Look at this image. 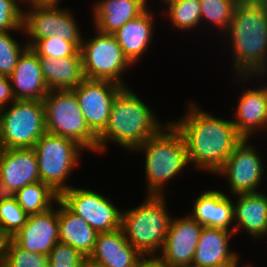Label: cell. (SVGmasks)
<instances>
[{
	"label": "cell",
	"instance_id": "cell-31",
	"mask_svg": "<svg viewBox=\"0 0 267 267\" xmlns=\"http://www.w3.org/2000/svg\"><path fill=\"white\" fill-rule=\"evenodd\" d=\"M30 47L38 56L52 58L74 56L80 50L73 42L55 36L36 40Z\"/></svg>",
	"mask_w": 267,
	"mask_h": 267
},
{
	"label": "cell",
	"instance_id": "cell-10",
	"mask_svg": "<svg viewBox=\"0 0 267 267\" xmlns=\"http://www.w3.org/2000/svg\"><path fill=\"white\" fill-rule=\"evenodd\" d=\"M59 200L98 233L121 228L122 211L101 193L72 186L59 195Z\"/></svg>",
	"mask_w": 267,
	"mask_h": 267
},
{
	"label": "cell",
	"instance_id": "cell-36",
	"mask_svg": "<svg viewBox=\"0 0 267 267\" xmlns=\"http://www.w3.org/2000/svg\"><path fill=\"white\" fill-rule=\"evenodd\" d=\"M48 267H80L84 257L68 244L57 242L49 253Z\"/></svg>",
	"mask_w": 267,
	"mask_h": 267
},
{
	"label": "cell",
	"instance_id": "cell-6",
	"mask_svg": "<svg viewBox=\"0 0 267 267\" xmlns=\"http://www.w3.org/2000/svg\"><path fill=\"white\" fill-rule=\"evenodd\" d=\"M41 182L59 195L72 187L68 178L86 150L77 141L46 132L34 145ZM66 182V183H65Z\"/></svg>",
	"mask_w": 267,
	"mask_h": 267
},
{
	"label": "cell",
	"instance_id": "cell-25",
	"mask_svg": "<svg viewBox=\"0 0 267 267\" xmlns=\"http://www.w3.org/2000/svg\"><path fill=\"white\" fill-rule=\"evenodd\" d=\"M55 205H58L59 242L72 246L84 256H89L99 233L60 200Z\"/></svg>",
	"mask_w": 267,
	"mask_h": 267
},
{
	"label": "cell",
	"instance_id": "cell-39",
	"mask_svg": "<svg viewBox=\"0 0 267 267\" xmlns=\"http://www.w3.org/2000/svg\"><path fill=\"white\" fill-rule=\"evenodd\" d=\"M134 267H163L157 256H143Z\"/></svg>",
	"mask_w": 267,
	"mask_h": 267
},
{
	"label": "cell",
	"instance_id": "cell-19",
	"mask_svg": "<svg viewBox=\"0 0 267 267\" xmlns=\"http://www.w3.org/2000/svg\"><path fill=\"white\" fill-rule=\"evenodd\" d=\"M190 212L189 215L204 227L223 228L235 233L232 197L221 190L200 193Z\"/></svg>",
	"mask_w": 267,
	"mask_h": 267
},
{
	"label": "cell",
	"instance_id": "cell-13",
	"mask_svg": "<svg viewBox=\"0 0 267 267\" xmlns=\"http://www.w3.org/2000/svg\"><path fill=\"white\" fill-rule=\"evenodd\" d=\"M203 227L189 214L172 217L164 246L157 256L163 267H191Z\"/></svg>",
	"mask_w": 267,
	"mask_h": 267
},
{
	"label": "cell",
	"instance_id": "cell-33",
	"mask_svg": "<svg viewBox=\"0 0 267 267\" xmlns=\"http://www.w3.org/2000/svg\"><path fill=\"white\" fill-rule=\"evenodd\" d=\"M49 256L42 253H34L19 247L12 241L8 256L2 267H48Z\"/></svg>",
	"mask_w": 267,
	"mask_h": 267
},
{
	"label": "cell",
	"instance_id": "cell-18",
	"mask_svg": "<svg viewBox=\"0 0 267 267\" xmlns=\"http://www.w3.org/2000/svg\"><path fill=\"white\" fill-rule=\"evenodd\" d=\"M15 100H43L50 91L43 75L39 56L27 47L9 77Z\"/></svg>",
	"mask_w": 267,
	"mask_h": 267
},
{
	"label": "cell",
	"instance_id": "cell-34",
	"mask_svg": "<svg viewBox=\"0 0 267 267\" xmlns=\"http://www.w3.org/2000/svg\"><path fill=\"white\" fill-rule=\"evenodd\" d=\"M23 4L24 0H0V31L24 33Z\"/></svg>",
	"mask_w": 267,
	"mask_h": 267
},
{
	"label": "cell",
	"instance_id": "cell-27",
	"mask_svg": "<svg viewBox=\"0 0 267 267\" xmlns=\"http://www.w3.org/2000/svg\"><path fill=\"white\" fill-rule=\"evenodd\" d=\"M14 197L29 216L47 211L59 200V194L41 181L26 185Z\"/></svg>",
	"mask_w": 267,
	"mask_h": 267
},
{
	"label": "cell",
	"instance_id": "cell-32",
	"mask_svg": "<svg viewBox=\"0 0 267 267\" xmlns=\"http://www.w3.org/2000/svg\"><path fill=\"white\" fill-rule=\"evenodd\" d=\"M28 216L15 197L0 203V226L12 237L26 224Z\"/></svg>",
	"mask_w": 267,
	"mask_h": 267
},
{
	"label": "cell",
	"instance_id": "cell-4",
	"mask_svg": "<svg viewBox=\"0 0 267 267\" xmlns=\"http://www.w3.org/2000/svg\"><path fill=\"white\" fill-rule=\"evenodd\" d=\"M137 151L145 157L147 195H164L165 184L189 165L183 136L170 121L132 152Z\"/></svg>",
	"mask_w": 267,
	"mask_h": 267
},
{
	"label": "cell",
	"instance_id": "cell-14",
	"mask_svg": "<svg viewBox=\"0 0 267 267\" xmlns=\"http://www.w3.org/2000/svg\"><path fill=\"white\" fill-rule=\"evenodd\" d=\"M13 241L27 251L49 255L59 242L58 207L53 206L45 212L28 216L26 224L15 234Z\"/></svg>",
	"mask_w": 267,
	"mask_h": 267
},
{
	"label": "cell",
	"instance_id": "cell-38",
	"mask_svg": "<svg viewBox=\"0 0 267 267\" xmlns=\"http://www.w3.org/2000/svg\"><path fill=\"white\" fill-rule=\"evenodd\" d=\"M13 237L0 226V267L8 256Z\"/></svg>",
	"mask_w": 267,
	"mask_h": 267
},
{
	"label": "cell",
	"instance_id": "cell-7",
	"mask_svg": "<svg viewBox=\"0 0 267 267\" xmlns=\"http://www.w3.org/2000/svg\"><path fill=\"white\" fill-rule=\"evenodd\" d=\"M42 102L46 132L71 138L86 150L97 152L98 137L87 126L72 90H51Z\"/></svg>",
	"mask_w": 267,
	"mask_h": 267
},
{
	"label": "cell",
	"instance_id": "cell-35",
	"mask_svg": "<svg viewBox=\"0 0 267 267\" xmlns=\"http://www.w3.org/2000/svg\"><path fill=\"white\" fill-rule=\"evenodd\" d=\"M73 15L71 10L60 8L58 5V28L55 37L71 41L80 49L84 38Z\"/></svg>",
	"mask_w": 267,
	"mask_h": 267
},
{
	"label": "cell",
	"instance_id": "cell-21",
	"mask_svg": "<svg viewBox=\"0 0 267 267\" xmlns=\"http://www.w3.org/2000/svg\"><path fill=\"white\" fill-rule=\"evenodd\" d=\"M92 6L95 29L113 34L148 9V0H98Z\"/></svg>",
	"mask_w": 267,
	"mask_h": 267
},
{
	"label": "cell",
	"instance_id": "cell-30",
	"mask_svg": "<svg viewBox=\"0 0 267 267\" xmlns=\"http://www.w3.org/2000/svg\"><path fill=\"white\" fill-rule=\"evenodd\" d=\"M14 31H0V75L10 77L17 65L18 58L28 47L13 38ZM21 44V45H20Z\"/></svg>",
	"mask_w": 267,
	"mask_h": 267
},
{
	"label": "cell",
	"instance_id": "cell-17",
	"mask_svg": "<svg viewBox=\"0 0 267 267\" xmlns=\"http://www.w3.org/2000/svg\"><path fill=\"white\" fill-rule=\"evenodd\" d=\"M262 84L245 87L237 101L232 122L243 138L251 139L258 131H267V83Z\"/></svg>",
	"mask_w": 267,
	"mask_h": 267
},
{
	"label": "cell",
	"instance_id": "cell-2",
	"mask_svg": "<svg viewBox=\"0 0 267 267\" xmlns=\"http://www.w3.org/2000/svg\"><path fill=\"white\" fill-rule=\"evenodd\" d=\"M236 83L267 77V11L255 0L238 2L225 34ZM266 76V77H265Z\"/></svg>",
	"mask_w": 267,
	"mask_h": 267
},
{
	"label": "cell",
	"instance_id": "cell-44",
	"mask_svg": "<svg viewBox=\"0 0 267 267\" xmlns=\"http://www.w3.org/2000/svg\"><path fill=\"white\" fill-rule=\"evenodd\" d=\"M160 1L162 2L163 5L165 4V7H166V5H168L174 1H177V0H160Z\"/></svg>",
	"mask_w": 267,
	"mask_h": 267
},
{
	"label": "cell",
	"instance_id": "cell-22",
	"mask_svg": "<svg viewBox=\"0 0 267 267\" xmlns=\"http://www.w3.org/2000/svg\"><path fill=\"white\" fill-rule=\"evenodd\" d=\"M105 267H134L143 255L126 239L122 228L99 233L89 255Z\"/></svg>",
	"mask_w": 267,
	"mask_h": 267
},
{
	"label": "cell",
	"instance_id": "cell-16",
	"mask_svg": "<svg viewBox=\"0 0 267 267\" xmlns=\"http://www.w3.org/2000/svg\"><path fill=\"white\" fill-rule=\"evenodd\" d=\"M0 180L14 194L28 184L40 182L34 148H0Z\"/></svg>",
	"mask_w": 267,
	"mask_h": 267
},
{
	"label": "cell",
	"instance_id": "cell-29",
	"mask_svg": "<svg viewBox=\"0 0 267 267\" xmlns=\"http://www.w3.org/2000/svg\"><path fill=\"white\" fill-rule=\"evenodd\" d=\"M237 3V0H200L201 24L206 23L213 28L216 26L222 34H225Z\"/></svg>",
	"mask_w": 267,
	"mask_h": 267
},
{
	"label": "cell",
	"instance_id": "cell-37",
	"mask_svg": "<svg viewBox=\"0 0 267 267\" xmlns=\"http://www.w3.org/2000/svg\"><path fill=\"white\" fill-rule=\"evenodd\" d=\"M14 101L10 78L0 75V110Z\"/></svg>",
	"mask_w": 267,
	"mask_h": 267
},
{
	"label": "cell",
	"instance_id": "cell-42",
	"mask_svg": "<svg viewBox=\"0 0 267 267\" xmlns=\"http://www.w3.org/2000/svg\"><path fill=\"white\" fill-rule=\"evenodd\" d=\"M61 0H24V3L27 4H50V5H59Z\"/></svg>",
	"mask_w": 267,
	"mask_h": 267
},
{
	"label": "cell",
	"instance_id": "cell-12",
	"mask_svg": "<svg viewBox=\"0 0 267 267\" xmlns=\"http://www.w3.org/2000/svg\"><path fill=\"white\" fill-rule=\"evenodd\" d=\"M123 88L108 80L85 79L72 90L87 126L97 137L108 125L113 101Z\"/></svg>",
	"mask_w": 267,
	"mask_h": 267
},
{
	"label": "cell",
	"instance_id": "cell-26",
	"mask_svg": "<svg viewBox=\"0 0 267 267\" xmlns=\"http://www.w3.org/2000/svg\"><path fill=\"white\" fill-rule=\"evenodd\" d=\"M26 4L23 10V31L30 47L36 40L57 36L58 5Z\"/></svg>",
	"mask_w": 267,
	"mask_h": 267
},
{
	"label": "cell",
	"instance_id": "cell-15",
	"mask_svg": "<svg viewBox=\"0 0 267 267\" xmlns=\"http://www.w3.org/2000/svg\"><path fill=\"white\" fill-rule=\"evenodd\" d=\"M233 235L227 229L203 227L191 267H238L240 254L230 249Z\"/></svg>",
	"mask_w": 267,
	"mask_h": 267
},
{
	"label": "cell",
	"instance_id": "cell-40",
	"mask_svg": "<svg viewBox=\"0 0 267 267\" xmlns=\"http://www.w3.org/2000/svg\"><path fill=\"white\" fill-rule=\"evenodd\" d=\"M14 197V193L0 180V203Z\"/></svg>",
	"mask_w": 267,
	"mask_h": 267
},
{
	"label": "cell",
	"instance_id": "cell-8",
	"mask_svg": "<svg viewBox=\"0 0 267 267\" xmlns=\"http://www.w3.org/2000/svg\"><path fill=\"white\" fill-rule=\"evenodd\" d=\"M46 133L42 100H15L0 110V148H33Z\"/></svg>",
	"mask_w": 267,
	"mask_h": 267
},
{
	"label": "cell",
	"instance_id": "cell-1",
	"mask_svg": "<svg viewBox=\"0 0 267 267\" xmlns=\"http://www.w3.org/2000/svg\"><path fill=\"white\" fill-rule=\"evenodd\" d=\"M183 118L170 120L186 144L189 164L195 170L216 175L234 148L244 139L232 120L222 119L201 110L190 101Z\"/></svg>",
	"mask_w": 267,
	"mask_h": 267
},
{
	"label": "cell",
	"instance_id": "cell-41",
	"mask_svg": "<svg viewBox=\"0 0 267 267\" xmlns=\"http://www.w3.org/2000/svg\"><path fill=\"white\" fill-rule=\"evenodd\" d=\"M80 267H105L102 262H99L90 256H84Z\"/></svg>",
	"mask_w": 267,
	"mask_h": 267
},
{
	"label": "cell",
	"instance_id": "cell-45",
	"mask_svg": "<svg viewBox=\"0 0 267 267\" xmlns=\"http://www.w3.org/2000/svg\"><path fill=\"white\" fill-rule=\"evenodd\" d=\"M242 267H252V266H251V264L249 263V265L246 264V265H244V266H242Z\"/></svg>",
	"mask_w": 267,
	"mask_h": 267
},
{
	"label": "cell",
	"instance_id": "cell-24",
	"mask_svg": "<svg viewBox=\"0 0 267 267\" xmlns=\"http://www.w3.org/2000/svg\"><path fill=\"white\" fill-rule=\"evenodd\" d=\"M42 75L49 90H73L86 78L80 50L70 57L39 56Z\"/></svg>",
	"mask_w": 267,
	"mask_h": 267
},
{
	"label": "cell",
	"instance_id": "cell-3",
	"mask_svg": "<svg viewBox=\"0 0 267 267\" xmlns=\"http://www.w3.org/2000/svg\"><path fill=\"white\" fill-rule=\"evenodd\" d=\"M157 119L136 92L124 87L113 101L108 125L98 136L97 153L106 152L110 141L133 151L166 125Z\"/></svg>",
	"mask_w": 267,
	"mask_h": 267
},
{
	"label": "cell",
	"instance_id": "cell-28",
	"mask_svg": "<svg viewBox=\"0 0 267 267\" xmlns=\"http://www.w3.org/2000/svg\"><path fill=\"white\" fill-rule=\"evenodd\" d=\"M166 6L164 14L170 18L175 29L191 32V29L201 25L200 0H177Z\"/></svg>",
	"mask_w": 267,
	"mask_h": 267
},
{
	"label": "cell",
	"instance_id": "cell-20",
	"mask_svg": "<svg viewBox=\"0 0 267 267\" xmlns=\"http://www.w3.org/2000/svg\"><path fill=\"white\" fill-rule=\"evenodd\" d=\"M234 198L237 199L233 201L235 234L244 230L253 240H262L267 232L266 193H244Z\"/></svg>",
	"mask_w": 267,
	"mask_h": 267
},
{
	"label": "cell",
	"instance_id": "cell-11",
	"mask_svg": "<svg viewBox=\"0 0 267 267\" xmlns=\"http://www.w3.org/2000/svg\"><path fill=\"white\" fill-rule=\"evenodd\" d=\"M252 144V145H251ZM256 146L248 138H244L233 150L222 168L216 173L226 178L230 194L259 192L264 176L262 157Z\"/></svg>",
	"mask_w": 267,
	"mask_h": 267
},
{
	"label": "cell",
	"instance_id": "cell-43",
	"mask_svg": "<svg viewBox=\"0 0 267 267\" xmlns=\"http://www.w3.org/2000/svg\"><path fill=\"white\" fill-rule=\"evenodd\" d=\"M262 8L267 11V0H255Z\"/></svg>",
	"mask_w": 267,
	"mask_h": 267
},
{
	"label": "cell",
	"instance_id": "cell-23",
	"mask_svg": "<svg viewBox=\"0 0 267 267\" xmlns=\"http://www.w3.org/2000/svg\"><path fill=\"white\" fill-rule=\"evenodd\" d=\"M154 17L153 10L148 8L137 18L128 21L113 33L124 55L133 65L142 58V55L147 52L153 42Z\"/></svg>",
	"mask_w": 267,
	"mask_h": 267
},
{
	"label": "cell",
	"instance_id": "cell-5",
	"mask_svg": "<svg viewBox=\"0 0 267 267\" xmlns=\"http://www.w3.org/2000/svg\"><path fill=\"white\" fill-rule=\"evenodd\" d=\"M123 211L121 228L128 242L143 256H157L172 220L165 195H147L142 204Z\"/></svg>",
	"mask_w": 267,
	"mask_h": 267
},
{
	"label": "cell",
	"instance_id": "cell-9",
	"mask_svg": "<svg viewBox=\"0 0 267 267\" xmlns=\"http://www.w3.org/2000/svg\"><path fill=\"white\" fill-rule=\"evenodd\" d=\"M94 30L96 35L84 39L80 47L85 78L108 80L128 87L122 77L134 65L124 55L113 34Z\"/></svg>",
	"mask_w": 267,
	"mask_h": 267
}]
</instances>
